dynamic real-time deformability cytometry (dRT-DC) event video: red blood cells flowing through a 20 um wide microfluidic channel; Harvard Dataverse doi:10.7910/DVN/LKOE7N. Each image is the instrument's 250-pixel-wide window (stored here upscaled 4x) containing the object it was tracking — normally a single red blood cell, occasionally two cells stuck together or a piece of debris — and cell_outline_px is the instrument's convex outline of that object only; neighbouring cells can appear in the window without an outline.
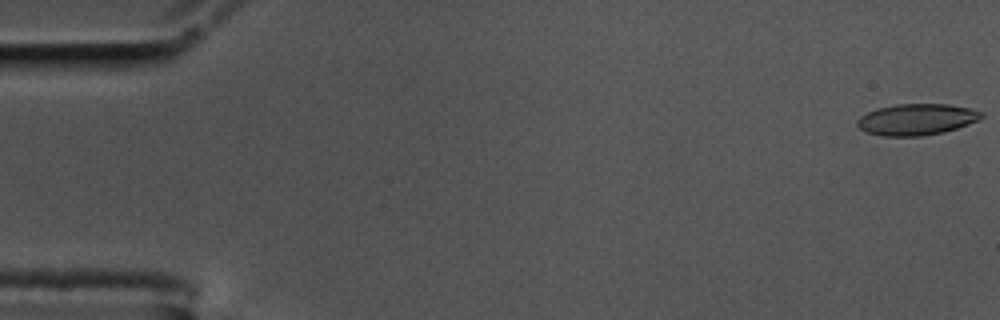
{"species": "common noctule bat (a hibernating species)", "species_latin": "Nyctalus noctula", "temperature_condition": "cold", "stored_images_in_passage": 58, "camera_frame_rate_fps": 3000, "um_per_image_px": 0.085, "animal": {"sex": "male", "body_mass_g": 17.5, "forearm_length_mm": 52.3}, "frame": {"image": 1, "passage_image": 1, "time_ms": 0.0, "image_size_px": [1000, 320], "cell_outline_px": [[984, 116], [980, 120], [944, 132], [924, 136], [880, 136], [868, 132], [860, 128], [856, 124], [856, 120], [860, 116], [876, 108], [896, 104], [948, 104], [972, 108], [980, 112]], "centroid_in_image_um": [77.91, 10.15], "position_along_channel_um": 7.1, "area_um2": 22.77}}
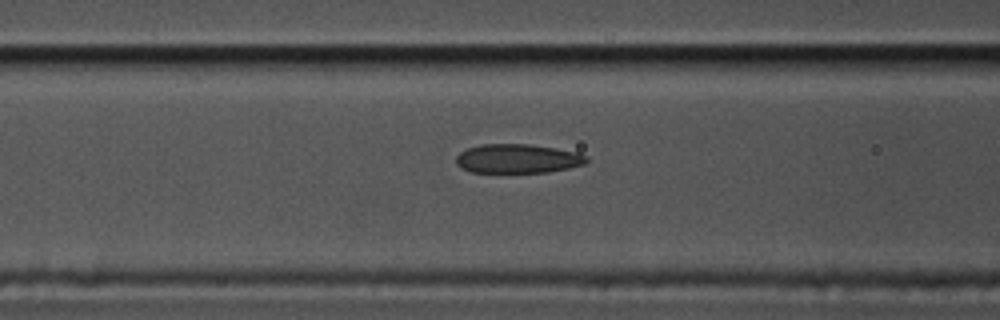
{"frame": {"image": 2, "passage_image": 23, "time_ms": 7.333, "image_size_px": [1000, 320], "cell_outline_px": [[588, 160], [584, 164], [568, 168], [548, 172], [472, 172], [460, 168], [456, 164], [456, 156], [460, 152], [468, 148], [480, 144], [528, 144], [556, 148], [576, 152], [588, 156]], "centroid_in_image_um": [43.98, 13.48], "position_along_channel_um": 122.6, "area_um2": 22.14}}
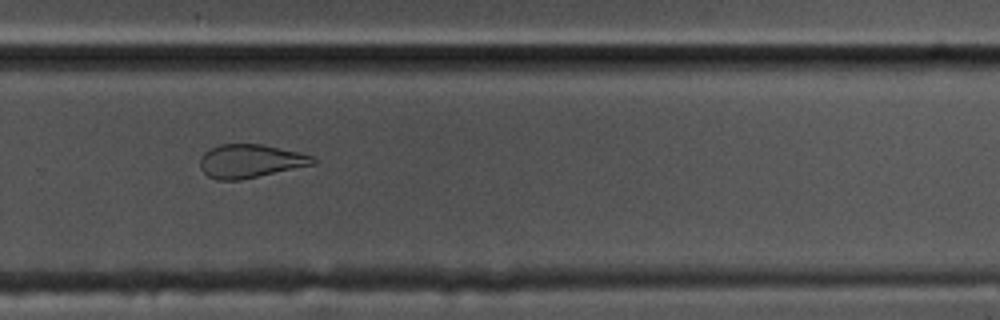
{"frame": {"image": 3, "passage_image": 39, "time_ms": 12.667, "image_size_px": [1000, 320], "cell_outline_px": [[316, 164], [240, 180], [216, 180], [208, 176], [200, 168], [200, 160], [204, 152], [220, 144], [260, 144], [300, 152], [312, 156], [316, 160]], "centroid_in_image_um": [21.28, 13.7], "position_along_channel_um": 308.5, "area_um2": 21.96}, "authors_computed_cell_mechanics": {"area_um2": 23.0044, "velocity_mm_per_s": 3.4923, "shape_relaxation_time_tau1_ms": null, "shape_relaxation_time_tau2_ms": 2.797, "deformation_change_tau1": null, "deformation_change_tau2": 0.1044}}